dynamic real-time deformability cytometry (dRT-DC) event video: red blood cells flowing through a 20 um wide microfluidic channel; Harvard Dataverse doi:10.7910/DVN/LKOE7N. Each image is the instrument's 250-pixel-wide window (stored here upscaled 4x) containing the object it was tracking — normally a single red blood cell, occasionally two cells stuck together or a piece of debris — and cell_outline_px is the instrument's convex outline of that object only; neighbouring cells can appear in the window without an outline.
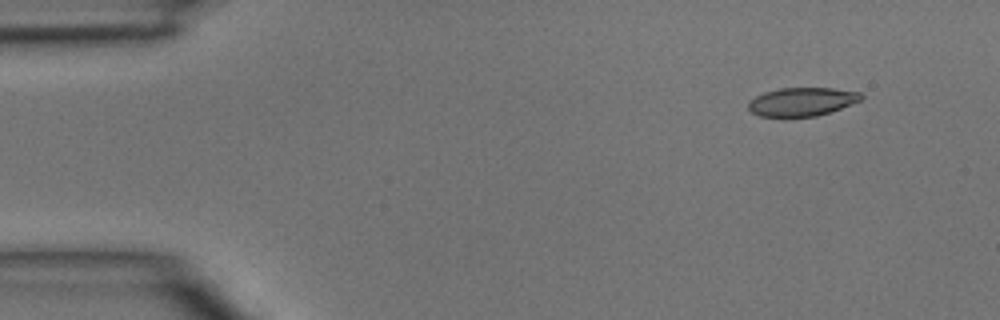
{"species": "common noctule bat (a hibernating species)", "species_latin": "Nyctalus noctula", "temperature_condition": "room temperature", "stored_images_in_passage": 42, "camera_frame_rate_fps": 3000, "um_per_image_px": 0.085, "animal": {"sex": "male", "body_mass_g": 15.6}, "frame": {"image": 1, "passage_image": 1, "time_ms": 0.0, "image_size_px": [1000, 320], "cell_outline_px": [[864, 96], [860, 100], [840, 108], [816, 116], [784, 120], [760, 116], [752, 112], [748, 108], [748, 100], [764, 92], [780, 88], [832, 88], [860, 92]], "centroid_in_image_um": [68.08, 8.69], "position_along_channel_um": 16.9, "area_um2": 19.31}}
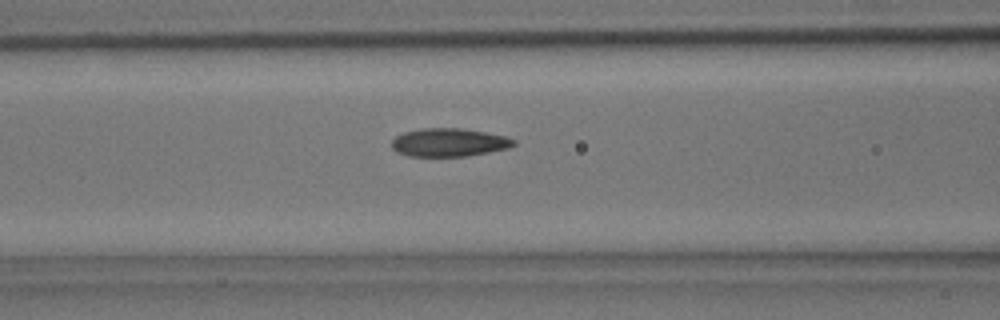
{"frame": {"image": 2, "passage_image": 15, "time_ms": 4.667, "image_size_px": [1000, 320], "cell_outline_px": [[516, 144], [508, 148], [468, 156], [408, 156], [396, 152], [392, 148], [392, 140], [396, 136], [404, 132], [424, 128], [460, 128], [508, 136], [516, 140]], "centroid_in_image_um": [38.17, 12.11], "position_along_channel_um": 128.4, "area_um2": 20.11}}
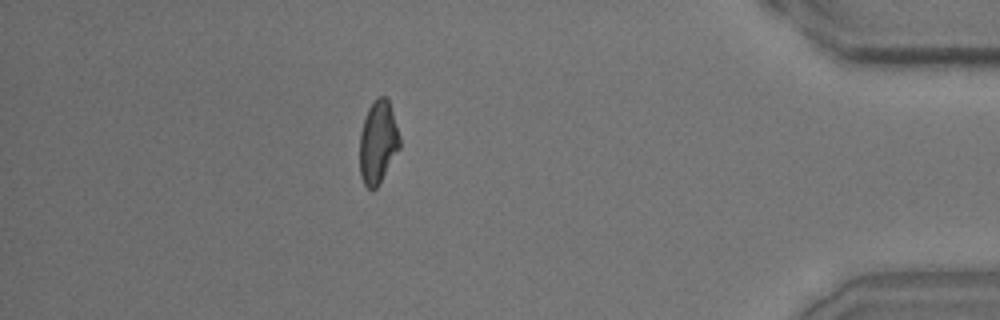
{"frame": {"image": 3, "passage_image": 37, "time_ms": 12.0, "image_size_px": [1000, 320], "cell_outline_px": [[400, 148], [376, 188], [368, 188], [364, 184], [360, 176], [360, 132], [368, 108], [376, 96], [384, 96], [388, 100], [400, 136]], "centroid_in_image_um": [32.12, 12.07], "position_along_channel_um": 403.1, "area_um2": 19.13}}